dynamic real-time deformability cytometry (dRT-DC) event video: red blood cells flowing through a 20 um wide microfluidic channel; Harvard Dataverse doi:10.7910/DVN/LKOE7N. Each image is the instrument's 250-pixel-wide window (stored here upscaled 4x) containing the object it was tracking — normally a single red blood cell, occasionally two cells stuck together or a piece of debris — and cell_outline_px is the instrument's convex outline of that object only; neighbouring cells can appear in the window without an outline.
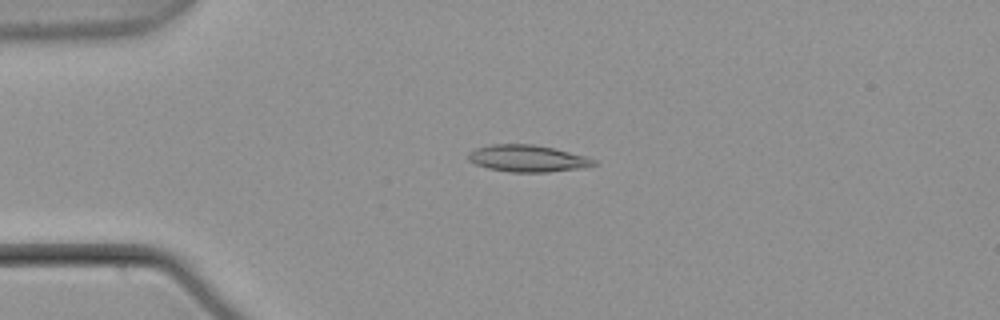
{"species": "common noctule bat (a hibernating species)", "species_latin": "Nyctalus noctula", "temperature_condition": "warm", "stored_images_in_passage": 54, "camera_frame_rate_fps": 3000, "um_per_image_px": 0.085, "animal": {"sex": "male", "body_mass_g": 21.5, "forearm_length_mm": 52.0}, "frame": {"image": 1, "passage_image": 13, "time_ms": 4.0, "image_size_px": [1000, 320], "cell_outline_px": [[596, 164], [584, 168], [548, 172], [508, 172], [488, 168], [476, 164], [468, 160], [468, 152], [476, 148], [492, 144], [532, 144], [552, 148], [588, 156], [596, 160]], "centroid_in_image_um": [44.86, 13.47], "position_along_channel_um": 40.1, "area_um2": 19.71}}
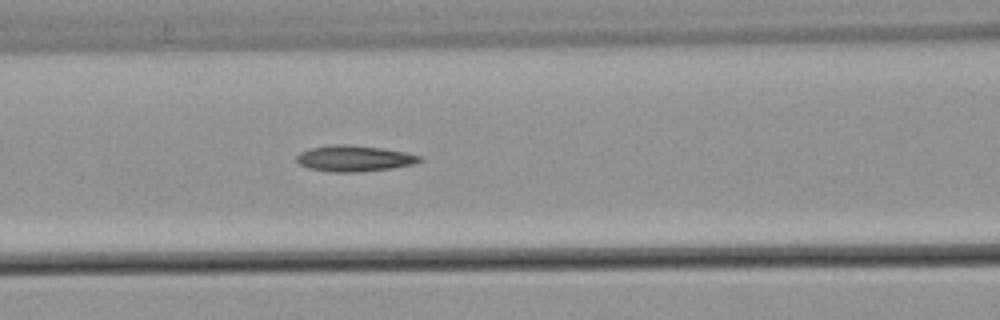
{"frame": {"image": 2, "passage_image": 23, "time_ms": 7.333, "image_size_px": [1000, 320], "cell_outline_px": [[424, 160], [412, 164], [392, 168], [356, 172], [332, 172], [308, 168], [300, 164], [296, 160], [296, 156], [300, 152], [308, 148], [336, 144], [344, 144], [380, 148], [404, 152], [420, 156]], "centroid_in_image_um": [30.07, 13.47], "position_along_channel_um": 136.5, "area_um2": 18.5}}
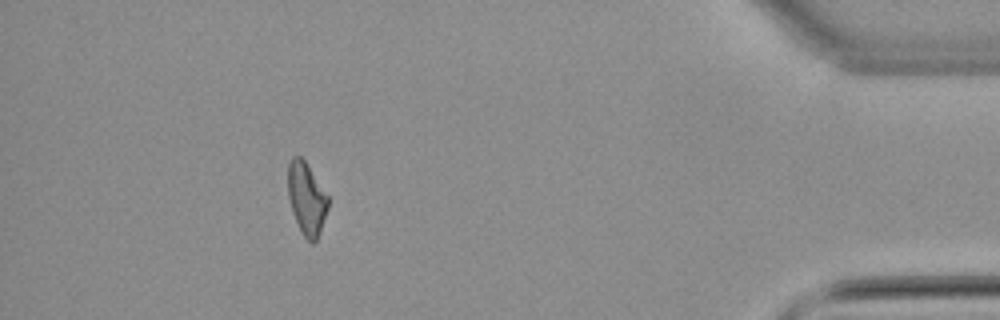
{"frame": {"image": 3, "passage_image": 49, "time_ms": 16.0, "image_size_px": [1000, 320], "cell_outline_px": [[328, 208], [316, 240], [312, 244], [300, 232], [292, 212], [288, 196], [288, 164], [292, 156], [300, 156], [304, 160], [328, 196]], "centroid_in_image_um": [26.03, 16.88], "position_along_channel_um": 409.2, "area_um2": 16.7}, "authors_computed_cell_mechanics": {"area_um2": 18.0336, "velocity_mm_per_s": 3.7812, "shape_relaxation_time_tau1_ms": null, "shape_relaxation_time_tau2_ms": 6.2428, "deformation_change_tau1": null, "deformation_change_tau2": 0.1526}}